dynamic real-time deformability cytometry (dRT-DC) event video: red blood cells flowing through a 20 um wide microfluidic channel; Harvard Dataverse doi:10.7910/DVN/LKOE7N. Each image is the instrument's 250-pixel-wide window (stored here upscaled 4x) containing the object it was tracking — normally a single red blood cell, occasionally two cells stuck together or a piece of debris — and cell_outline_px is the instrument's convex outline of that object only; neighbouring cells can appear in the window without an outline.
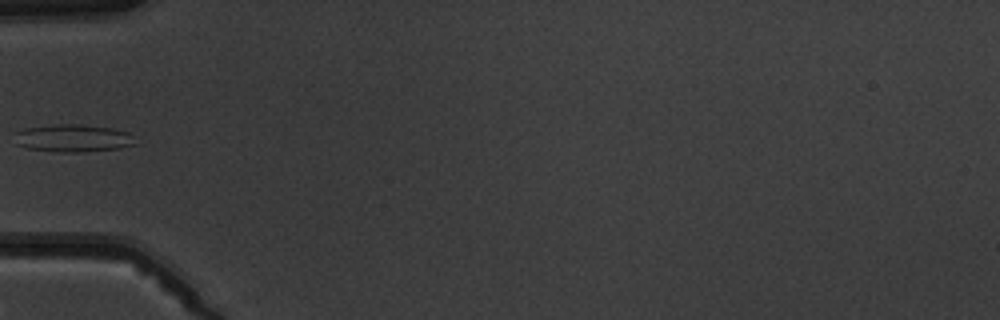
{"species": "common noctule bat (a hibernating species)", "species_latin": "Nyctalus noctula", "temperature_condition": "warm", "stored_images_in_passage": 2, "camera_frame_rate_fps": 3000, "um_per_image_px": 0.085, "animal": {"sex": "male", "body_mass_g": 19.5, "forearm_length_mm": 54.6}, "frame": {"image": 1, "passage_image": 2, "time_ms": 2.0, "image_size_px": [1000, 320], "cell_outline_px": [[136, 144], [120, 148], [84, 152], [56, 152], [28, 148], [16, 144], [16, 132], [24, 128], [52, 124], [80, 124], [112, 128], [128, 132]], "centroid_in_image_um": [6.19, 11.74], "position_along_channel_um": 78.8, "area_um2": 19.42}}